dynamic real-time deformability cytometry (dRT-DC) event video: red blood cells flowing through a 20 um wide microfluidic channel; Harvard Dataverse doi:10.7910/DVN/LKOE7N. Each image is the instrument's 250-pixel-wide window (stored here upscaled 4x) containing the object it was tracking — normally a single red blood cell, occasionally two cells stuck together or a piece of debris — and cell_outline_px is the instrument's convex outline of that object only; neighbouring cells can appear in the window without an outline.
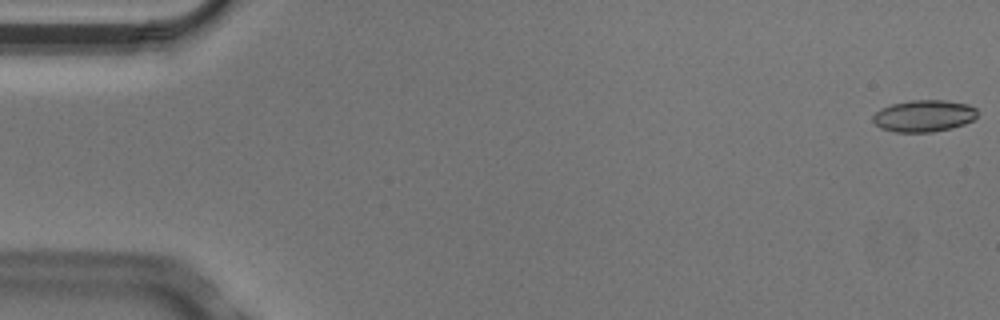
{"species": "Egyptian fruit bat (a non-hibernating species)", "species_latin": "Rousettus aegyptiacus", "temperature_condition": "cold", "stored_images_in_passage": 5, "camera_frame_rate_fps": 3000, "um_per_image_px": 0.085, "animal": {"sex": "male"}, "frame": {"image": 1, "passage_image": 1, "time_ms": 0.0, "image_size_px": [1000, 320], "cell_outline_px": [[976, 116], [972, 120], [964, 124], [952, 128], [932, 132], [896, 132], [880, 128], [872, 120], [872, 116], [880, 108], [892, 104], [912, 100], [944, 100], [968, 104], [976, 108]], "centroid_in_image_um": [78.51, 9.85], "position_along_channel_um": 6.5, "area_um2": 19.36}}
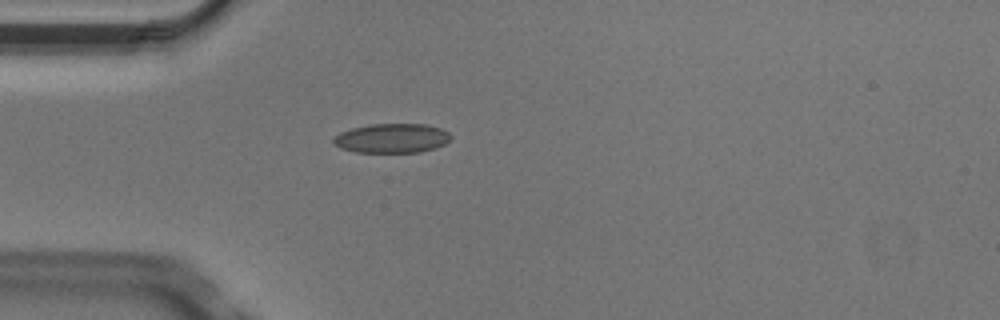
{"frame": {"image": 2, "passage_image": 5, "time_ms": 1.333, "image_size_px": [1000, 320], "cell_outline_px": [[452, 136], [444, 144], [436, 148], [420, 152], [356, 152], [340, 148], [332, 140], [340, 132], [352, 128], [368, 124], [424, 124], [440, 128], [448, 132]], "centroid_in_image_um": [33.31, 11.75], "position_along_channel_um": 51.7, "area_um2": 20.0}}